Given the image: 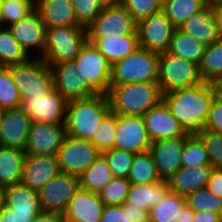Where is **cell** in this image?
Wrapping results in <instances>:
<instances>
[{
    "label": "cell",
    "mask_w": 222,
    "mask_h": 222,
    "mask_svg": "<svg viewBox=\"0 0 222 222\" xmlns=\"http://www.w3.org/2000/svg\"><path fill=\"white\" fill-rule=\"evenodd\" d=\"M177 28L161 10L137 23L139 46L156 53L166 52Z\"/></svg>",
    "instance_id": "obj_10"
},
{
    "label": "cell",
    "mask_w": 222,
    "mask_h": 222,
    "mask_svg": "<svg viewBox=\"0 0 222 222\" xmlns=\"http://www.w3.org/2000/svg\"><path fill=\"white\" fill-rule=\"evenodd\" d=\"M54 89L68 102L86 98L97 92L83 80L77 71L76 61L67 60L58 64H49Z\"/></svg>",
    "instance_id": "obj_14"
},
{
    "label": "cell",
    "mask_w": 222,
    "mask_h": 222,
    "mask_svg": "<svg viewBox=\"0 0 222 222\" xmlns=\"http://www.w3.org/2000/svg\"><path fill=\"white\" fill-rule=\"evenodd\" d=\"M122 5L137 23L162 10L161 0H124Z\"/></svg>",
    "instance_id": "obj_46"
},
{
    "label": "cell",
    "mask_w": 222,
    "mask_h": 222,
    "mask_svg": "<svg viewBox=\"0 0 222 222\" xmlns=\"http://www.w3.org/2000/svg\"><path fill=\"white\" fill-rule=\"evenodd\" d=\"M79 188L78 176L61 172L38 191L42 211L63 213Z\"/></svg>",
    "instance_id": "obj_12"
},
{
    "label": "cell",
    "mask_w": 222,
    "mask_h": 222,
    "mask_svg": "<svg viewBox=\"0 0 222 222\" xmlns=\"http://www.w3.org/2000/svg\"><path fill=\"white\" fill-rule=\"evenodd\" d=\"M186 198L168 190L163 199L149 211V222H181Z\"/></svg>",
    "instance_id": "obj_30"
},
{
    "label": "cell",
    "mask_w": 222,
    "mask_h": 222,
    "mask_svg": "<svg viewBox=\"0 0 222 222\" xmlns=\"http://www.w3.org/2000/svg\"><path fill=\"white\" fill-rule=\"evenodd\" d=\"M178 29L205 45H210L221 38L211 2L186 20Z\"/></svg>",
    "instance_id": "obj_24"
},
{
    "label": "cell",
    "mask_w": 222,
    "mask_h": 222,
    "mask_svg": "<svg viewBox=\"0 0 222 222\" xmlns=\"http://www.w3.org/2000/svg\"><path fill=\"white\" fill-rule=\"evenodd\" d=\"M194 222H222V216L212 211L194 212Z\"/></svg>",
    "instance_id": "obj_51"
},
{
    "label": "cell",
    "mask_w": 222,
    "mask_h": 222,
    "mask_svg": "<svg viewBox=\"0 0 222 222\" xmlns=\"http://www.w3.org/2000/svg\"><path fill=\"white\" fill-rule=\"evenodd\" d=\"M199 74L203 81L210 83L222 77V38L206 45L199 64Z\"/></svg>",
    "instance_id": "obj_35"
},
{
    "label": "cell",
    "mask_w": 222,
    "mask_h": 222,
    "mask_svg": "<svg viewBox=\"0 0 222 222\" xmlns=\"http://www.w3.org/2000/svg\"><path fill=\"white\" fill-rule=\"evenodd\" d=\"M211 6L219 27L220 37L222 38V2H211Z\"/></svg>",
    "instance_id": "obj_53"
},
{
    "label": "cell",
    "mask_w": 222,
    "mask_h": 222,
    "mask_svg": "<svg viewBox=\"0 0 222 222\" xmlns=\"http://www.w3.org/2000/svg\"><path fill=\"white\" fill-rule=\"evenodd\" d=\"M143 118L151 142L187 133L171 114L170 108L163 100L150 109Z\"/></svg>",
    "instance_id": "obj_21"
},
{
    "label": "cell",
    "mask_w": 222,
    "mask_h": 222,
    "mask_svg": "<svg viewBox=\"0 0 222 222\" xmlns=\"http://www.w3.org/2000/svg\"><path fill=\"white\" fill-rule=\"evenodd\" d=\"M181 165L182 167L211 165L205 146L195 134L188 138L182 149Z\"/></svg>",
    "instance_id": "obj_38"
},
{
    "label": "cell",
    "mask_w": 222,
    "mask_h": 222,
    "mask_svg": "<svg viewBox=\"0 0 222 222\" xmlns=\"http://www.w3.org/2000/svg\"><path fill=\"white\" fill-rule=\"evenodd\" d=\"M4 110L5 109L0 106V124H1V120H2V116H3Z\"/></svg>",
    "instance_id": "obj_60"
},
{
    "label": "cell",
    "mask_w": 222,
    "mask_h": 222,
    "mask_svg": "<svg viewBox=\"0 0 222 222\" xmlns=\"http://www.w3.org/2000/svg\"><path fill=\"white\" fill-rule=\"evenodd\" d=\"M105 57L113 64L114 62L123 59L139 46L138 35H125L119 34L106 35L104 38H88Z\"/></svg>",
    "instance_id": "obj_27"
},
{
    "label": "cell",
    "mask_w": 222,
    "mask_h": 222,
    "mask_svg": "<svg viewBox=\"0 0 222 222\" xmlns=\"http://www.w3.org/2000/svg\"><path fill=\"white\" fill-rule=\"evenodd\" d=\"M191 135V133H186L174 138L151 142L148 151L155 162L161 180L168 181L182 167V149Z\"/></svg>",
    "instance_id": "obj_17"
},
{
    "label": "cell",
    "mask_w": 222,
    "mask_h": 222,
    "mask_svg": "<svg viewBox=\"0 0 222 222\" xmlns=\"http://www.w3.org/2000/svg\"><path fill=\"white\" fill-rule=\"evenodd\" d=\"M66 136L65 124L32 122L24 151L32 156L57 155Z\"/></svg>",
    "instance_id": "obj_16"
},
{
    "label": "cell",
    "mask_w": 222,
    "mask_h": 222,
    "mask_svg": "<svg viewBox=\"0 0 222 222\" xmlns=\"http://www.w3.org/2000/svg\"><path fill=\"white\" fill-rule=\"evenodd\" d=\"M67 103L53 88L43 96L22 99L20 108L32 122L65 124Z\"/></svg>",
    "instance_id": "obj_13"
},
{
    "label": "cell",
    "mask_w": 222,
    "mask_h": 222,
    "mask_svg": "<svg viewBox=\"0 0 222 222\" xmlns=\"http://www.w3.org/2000/svg\"><path fill=\"white\" fill-rule=\"evenodd\" d=\"M125 211L129 212L131 222H149V212L139 207H133L129 203L122 204Z\"/></svg>",
    "instance_id": "obj_50"
},
{
    "label": "cell",
    "mask_w": 222,
    "mask_h": 222,
    "mask_svg": "<svg viewBox=\"0 0 222 222\" xmlns=\"http://www.w3.org/2000/svg\"><path fill=\"white\" fill-rule=\"evenodd\" d=\"M127 179L134 184H148L161 181L149 151L135 154Z\"/></svg>",
    "instance_id": "obj_34"
},
{
    "label": "cell",
    "mask_w": 222,
    "mask_h": 222,
    "mask_svg": "<svg viewBox=\"0 0 222 222\" xmlns=\"http://www.w3.org/2000/svg\"><path fill=\"white\" fill-rule=\"evenodd\" d=\"M130 182L127 178L113 177L99 192L98 196L105 206L125 203Z\"/></svg>",
    "instance_id": "obj_41"
},
{
    "label": "cell",
    "mask_w": 222,
    "mask_h": 222,
    "mask_svg": "<svg viewBox=\"0 0 222 222\" xmlns=\"http://www.w3.org/2000/svg\"><path fill=\"white\" fill-rule=\"evenodd\" d=\"M213 169L212 165L181 167L168 180L169 188L186 197L188 194L207 186Z\"/></svg>",
    "instance_id": "obj_25"
},
{
    "label": "cell",
    "mask_w": 222,
    "mask_h": 222,
    "mask_svg": "<svg viewBox=\"0 0 222 222\" xmlns=\"http://www.w3.org/2000/svg\"><path fill=\"white\" fill-rule=\"evenodd\" d=\"M202 81L197 64L167 51L159 53L157 82L163 94L193 87Z\"/></svg>",
    "instance_id": "obj_7"
},
{
    "label": "cell",
    "mask_w": 222,
    "mask_h": 222,
    "mask_svg": "<svg viewBox=\"0 0 222 222\" xmlns=\"http://www.w3.org/2000/svg\"><path fill=\"white\" fill-rule=\"evenodd\" d=\"M103 7L120 6L124 0H99Z\"/></svg>",
    "instance_id": "obj_57"
},
{
    "label": "cell",
    "mask_w": 222,
    "mask_h": 222,
    "mask_svg": "<svg viewBox=\"0 0 222 222\" xmlns=\"http://www.w3.org/2000/svg\"><path fill=\"white\" fill-rule=\"evenodd\" d=\"M87 31L88 38H104L111 34L138 35L137 22L123 5L103 7Z\"/></svg>",
    "instance_id": "obj_11"
},
{
    "label": "cell",
    "mask_w": 222,
    "mask_h": 222,
    "mask_svg": "<svg viewBox=\"0 0 222 222\" xmlns=\"http://www.w3.org/2000/svg\"><path fill=\"white\" fill-rule=\"evenodd\" d=\"M117 114L110 111L103 119L91 142L102 153L114 147L116 136Z\"/></svg>",
    "instance_id": "obj_43"
},
{
    "label": "cell",
    "mask_w": 222,
    "mask_h": 222,
    "mask_svg": "<svg viewBox=\"0 0 222 222\" xmlns=\"http://www.w3.org/2000/svg\"><path fill=\"white\" fill-rule=\"evenodd\" d=\"M104 208L97 192L79 188L63 215L68 222H99Z\"/></svg>",
    "instance_id": "obj_23"
},
{
    "label": "cell",
    "mask_w": 222,
    "mask_h": 222,
    "mask_svg": "<svg viewBox=\"0 0 222 222\" xmlns=\"http://www.w3.org/2000/svg\"><path fill=\"white\" fill-rule=\"evenodd\" d=\"M83 80L97 92L107 94L111 85L112 64L91 42L87 41L75 59Z\"/></svg>",
    "instance_id": "obj_8"
},
{
    "label": "cell",
    "mask_w": 222,
    "mask_h": 222,
    "mask_svg": "<svg viewBox=\"0 0 222 222\" xmlns=\"http://www.w3.org/2000/svg\"><path fill=\"white\" fill-rule=\"evenodd\" d=\"M159 54L138 47L135 51L112 64L111 85L157 82Z\"/></svg>",
    "instance_id": "obj_4"
},
{
    "label": "cell",
    "mask_w": 222,
    "mask_h": 222,
    "mask_svg": "<svg viewBox=\"0 0 222 222\" xmlns=\"http://www.w3.org/2000/svg\"><path fill=\"white\" fill-rule=\"evenodd\" d=\"M32 120L19 107L5 109L0 124V145L24 150Z\"/></svg>",
    "instance_id": "obj_19"
},
{
    "label": "cell",
    "mask_w": 222,
    "mask_h": 222,
    "mask_svg": "<svg viewBox=\"0 0 222 222\" xmlns=\"http://www.w3.org/2000/svg\"><path fill=\"white\" fill-rule=\"evenodd\" d=\"M35 11V0H2L1 13L5 23L9 27L23 19H26Z\"/></svg>",
    "instance_id": "obj_40"
},
{
    "label": "cell",
    "mask_w": 222,
    "mask_h": 222,
    "mask_svg": "<svg viewBox=\"0 0 222 222\" xmlns=\"http://www.w3.org/2000/svg\"><path fill=\"white\" fill-rule=\"evenodd\" d=\"M206 45L178 28L175 30L167 52L191 61L199 66Z\"/></svg>",
    "instance_id": "obj_31"
},
{
    "label": "cell",
    "mask_w": 222,
    "mask_h": 222,
    "mask_svg": "<svg viewBox=\"0 0 222 222\" xmlns=\"http://www.w3.org/2000/svg\"><path fill=\"white\" fill-rule=\"evenodd\" d=\"M215 96L213 84L202 81L196 86L163 94V101L185 132L193 135L204 129Z\"/></svg>",
    "instance_id": "obj_1"
},
{
    "label": "cell",
    "mask_w": 222,
    "mask_h": 222,
    "mask_svg": "<svg viewBox=\"0 0 222 222\" xmlns=\"http://www.w3.org/2000/svg\"><path fill=\"white\" fill-rule=\"evenodd\" d=\"M113 178L107 159L101 154L95 162L79 176L80 188L99 192Z\"/></svg>",
    "instance_id": "obj_33"
},
{
    "label": "cell",
    "mask_w": 222,
    "mask_h": 222,
    "mask_svg": "<svg viewBox=\"0 0 222 222\" xmlns=\"http://www.w3.org/2000/svg\"><path fill=\"white\" fill-rule=\"evenodd\" d=\"M186 204L194 211H212L222 216V198L206 187L198 189L186 197Z\"/></svg>",
    "instance_id": "obj_39"
},
{
    "label": "cell",
    "mask_w": 222,
    "mask_h": 222,
    "mask_svg": "<svg viewBox=\"0 0 222 222\" xmlns=\"http://www.w3.org/2000/svg\"><path fill=\"white\" fill-rule=\"evenodd\" d=\"M150 145L143 116L117 115L113 148L137 154L148 151Z\"/></svg>",
    "instance_id": "obj_15"
},
{
    "label": "cell",
    "mask_w": 222,
    "mask_h": 222,
    "mask_svg": "<svg viewBox=\"0 0 222 222\" xmlns=\"http://www.w3.org/2000/svg\"><path fill=\"white\" fill-rule=\"evenodd\" d=\"M209 0H163L162 11L179 28L186 20L202 10Z\"/></svg>",
    "instance_id": "obj_32"
},
{
    "label": "cell",
    "mask_w": 222,
    "mask_h": 222,
    "mask_svg": "<svg viewBox=\"0 0 222 222\" xmlns=\"http://www.w3.org/2000/svg\"><path fill=\"white\" fill-rule=\"evenodd\" d=\"M64 215L60 212L42 211L33 222H63Z\"/></svg>",
    "instance_id": "obj_52"
},
{
    "label": "cell",
    "mask_w": 222,
    "mask_h": 222,
    "mask_svg": "<svg viewBox=\"0 0 222 222\" xmlns=\"http://www.w3.org/2000/svg\"><path fill=\"white\" fill-rule=\"evenodd\" d=\"M110 110L117 115L144 116L163 100L158 82L110 85Z\"/></svg>",
    "instance_id": "obj_3"
},
{
    "label": "cell",
    "mask_w": 222,
    "mask_h": 222,
    "mask_svg": "<svg viewBox=\"0 0 222 222\" xmlns=\"http://www.w3.org/2000/svg\"><path fill=\"white\" fill-rule=\"evenodd\" d=\"M5 203L12 211L13 222H33L42 212L38 191L22 183L6 187Z\"/></svg>",
    "instance_id": "obj_18"
},
{
    "label": "cell",
    "mask_w": 222,
    "mask_h": 222,
    "mask_svg": "<svg viewBox=\"0 0 222 222\" xmlns=\"http://www.w3.org/2000/svg\"><path fill=\"white\" fill-rule=\"evenodd\" d=\"M31 56L13 37L8 27H0V66H12L26 62Z\"/></svg>",
    "instance_id": "obj_36"
},
{
    "label": "cell",
    "mask_w": 222,
    "mask_h": 222,
    "mask_svg": "<svg viewBox=\"0 0 222 222\" xmlns=\"http://www.w3.org/2000/svg\"><path fill=\"white\" fill-rule=\"evenodd\" d=\"M24 150L0 145V185L4 187L21 183Z\"/></svg>",
    "instance_id": "obj_29"
},
{
    "label": "cell",
    "mask_w": 222,
    "mask_h": 222,
    "mask_svg": "<svg viewBox=\"0 0 222 222\" xmlns=\"http://www.w3.org/2000/svg\"><path fill=\"white\" fill-rule=\"evenodd\" d=\"M101 154L91 141L66 136L56 156L62 173L79 177Z\"/></svg>",
    "instance_id": "obj_9"
},
{
    "label": "cell",
    "mask_w": 222,
    "mask_h": 222,
    "mask_svg": "<svg viewBox=\"0 0 222 222\" xmlns=\"http://www.w3.org/2000/svg\"><path fill=\"white\" fill-rule=\"evenodd\" d=\"M195 135L205 146L213 168L222 169V133L203 129Z\"/></svg>",
    "instance_id": "obj_44"
},
{
    "label": "cell",
    "mask_w": 222,
    "mask_h": 222,
    "mask_svg": "<svg viewBox=\"0 0 222 222\" xmlns=\"http://www.w3.org/2000/svg\"><path fill=\"white\" fill-rule=\"evenodd\" d=\"M21 100L19 89L11 74V66H0V106L4 109L19 108Z\"/></svg>",
    "instance_id": "obj_37"
},
{
    "label": "cell",
    "mask_w": 222,
    "mask_h": 222,
    "mask_svg": "<svg viewBox=\"0 0 222 222\" xmlns=\"http://www.w3.org/2000/svg\"><path fill=\"white\" fill-rule=\"evenodd\" d=\"M209 2H222V0H209Z\"/></svg>",
    "instance_id": "obj_61"
},
{
    "label": "cell",
    "mask_w": 222,
    "mask_h": 222,
    "mask_svg": "<svg viewBox=\"0 0 222 222\" xmlns=\"http://www.w3.org/2000/svg\"><path fill=\"white\" fill-rule=\"evenodd\" d=\"M102 154L107 159L109 169L113 177H128L130 168L132 167L133 159L135 157L134 153L111 148L109 150L103 151Z\"/></svg>",
    "instance_id": "obj_42"
},
{
    "label": "cell",
    "mask_w": 222,
    "mask_h": 222,
    "mask_svg": "<svg viewBox=\"0 0 222 222\" xmlns=\"http://www.w3.org/2000/svg\"><path fill=\"white\" fill-rule=\"evenodd\" d=\"M87 41L88 31L80 25L47 28L42 58L48 64L75 60Z\"/></svg>",
    "instance_id": "obj_5"
},
{
    "label": "cell",
    "mask_w": 222,
    "mask_h": 222,
    "mask_svg": "<svg viewBox=\"0 0 222 222\" xmlns=\"http://www.w3.org/2000/svg\"><path fill=\"white\" fill-rule=\"evenodd\" d=\"M0 222H13L12 211L9 208L5 207L0 213Z\"/></svg>",
    "instance_id": "obj_55"
},
{
    "label": "cell",
    "mask_w": 222,
    "mask_h": 222,
    "mask_svg": "<svg viewBox=\"0 0 222 222\" xmlns=\"http://www.w3.org/2000/svg\"><path fill=\"white\" fill-rule=\"evenodd\" d=\"M60 173L61 169L56 155H26L21 183L32 190L39 191Z\"/></svg>",
    "instance_id": "obj_20"
},
{
    "label": "cell",
    "mask_w": 222,
    "mask_h": 222,
    "mask_svg": "<svg viewBox=\"0 0 222 222\" xmlns=\"http://www.w3.org/2000/svg\"><path fill=\"white\" fill-rule=\"evenodd\" d=\"M206 188L216 196L222 198V169H213Z\"/></svg>",
    "instance_id": "obj_49"
},
{
    "label": "cell",
    "mask_w": 222,
    "mask_h": 222,
    "mask_svg": "<svg viewBox=\"0 0 222 222\" xmlns=\"http://www.w3.org/2000/svg\"><path fill=\"white\" fill-rule=\"evenodd\" d=\"M8 29L29 56L32 57L30 55L32 49H38L41 52L40 57H43L47 28L36 10L26 19L9 26Z\"/></svg>",
    "instance_id": "obj_22"
},
{
    "label": "cell",
    "mask_w": 222,
    "mask_h": 222,
    "mask_svg": "<svg viewBox=\"0 0 222 222\" xmlns=\"http://www.w3.org/2000/svg\"><path fill=\"white\" fill-rule=\"evenodd\" d=\"M5 196H6V187L0 185V213L6 207Z\"/></svg>",
    "instance_id": "obj_58"
},
{
    "label": "cell",
    "mask_w": 222,
    "mask_h": 222,
    "mask_svg": "<svg viewBox=\"0 0 222 222\" xmlns=\"http://www.w3.org/2000/svg\"><path fill=\"white\" fill-rule=\"evenodd\" d=\"M216 97L222 101V77L216 79L213 83Z\"/></svg>",
    "instance_id": "obj_56"
},
{
    "label": "cell",
    "mask_w": 222,
    "mask_h": 222,
    "mask_svg": "<svg viewBox=\"0 0 222 222\" xmlns=\"http://www.w3.org/2000/svg\"><path fill=\"white\" fill-rule=\"evenodd\" d=\"M110 111L107 94L97 93L68 101L65 118L67 136L91 141Z\"/></svg>",
    "instance_id": "obj_2"
},
{
    "label": "cell",
    "mask_w": 222,
    "mask_h": 222,
    "mask_svg": "<svg viewBox=\"0 0 222 222\" xmlns=\"http://www.w3.org/2000/svg\"><path fill=\"white\" fill-rule=\"evenodd\" d=\"M181 222H194V211L187 204L182 208Z\"/></svg>",
    "instance_id": "obj_54"
},
{
    "label": "cell",
    "mask_w": 222,
    "mask_h": 222,
    "mask_svg": "<svg viewBox=\"0 0 222 222\" xmlns=\"http://www.w3.org/2000/svg\"><path fill=\"white\" fill-rule=\"evenodd\" d=\"M169 189L167 180L148 184L131 183L125 202L149 212L152 207L163 199Z\"/></svg>",
    "instance_id": "obj_28"
},
{
    "label": "cell",
    "mask_w": 222,
    "mask_h": 222,
    "mask_svg": "<svg viewBox=\"0 0 222 222\" xmlns=\"http://www.w3.org/2000/svg\"><path fill=\"white\" fill-rule=\"evenodd\" d=\"M38 57L33 56L26 62L11 66V74L21 99L40 97L54 88L50 65Z\"/></svg>",
    "instance_id": "obj_6"
},
{
    "label": "cell",
    "mask_w": 222,
    "mask_h": 222,
    "mask_svg": "<svg viewBox=\"0 0 222 222\" xmlns=\"http://www.w3.org/2000/svg\"><path fill=\"white\" fill-rule=\"evenodd\" d=\"M99 222H131V218L122 205H107Z\"/></svg>",
    "instance_id": "obj_48"
},
{
    "label": "cell",
    "mask_w": 222,
    "mask_h": 222,
    "mask_svg": "<svg viewBox=\"0 0 222 222\" xmlns=\"http://www.w3.org/2000/svg\"><path fill=\"white\" fill-rule=\"evenodd\" d=\"M1 5H2V0H0V27H5L2 13H1Z\"/></svg>",
    "instance_id": "obj_59"
},
{
    "label": "cell",
    "mask_w": 222,
    "mask_h": 222,
    "mask_svg": "<svg viewBox=\"0 0 222 222\" xmlns=\"http://www.w3.org/2000/svg\"><path fill=\"white\" fill-rule=\"evenodd\" d=\"M204 129L222 133V101L216 96L212 101Z\"/></svg>",
    "instance_id": "obj_47"
},
{
    "label": "cell",
    "mask_w": 222,
    "mask_h": 222,
    "mask_svg": "<svg viewBox=\"0 0 222 222\" xmlns=\"http://www.w3.org/2000/svg\"><path fill=\"white\" fill-rule=\"evenodd\" d=\"M77 24L88 28L101 13L103 6L99 0H72Z\"/></svg>",
    "instance_id": "obj_45"
},
{
    "label": "cell",
    "mask_w": 222,
    "mask_h": 222,
    "mask_svg": "<svg viewBox=\"0 0 222 222\" xmlns=\"http://www.w3.org/2000/svg\"><path fill=\"white\" fill-rule=\"evenodd\" d=\"M46 28L78 25L72 0H35Z\"/></svg>",
    "instance_id": "obj_26"
}]
</instances>
